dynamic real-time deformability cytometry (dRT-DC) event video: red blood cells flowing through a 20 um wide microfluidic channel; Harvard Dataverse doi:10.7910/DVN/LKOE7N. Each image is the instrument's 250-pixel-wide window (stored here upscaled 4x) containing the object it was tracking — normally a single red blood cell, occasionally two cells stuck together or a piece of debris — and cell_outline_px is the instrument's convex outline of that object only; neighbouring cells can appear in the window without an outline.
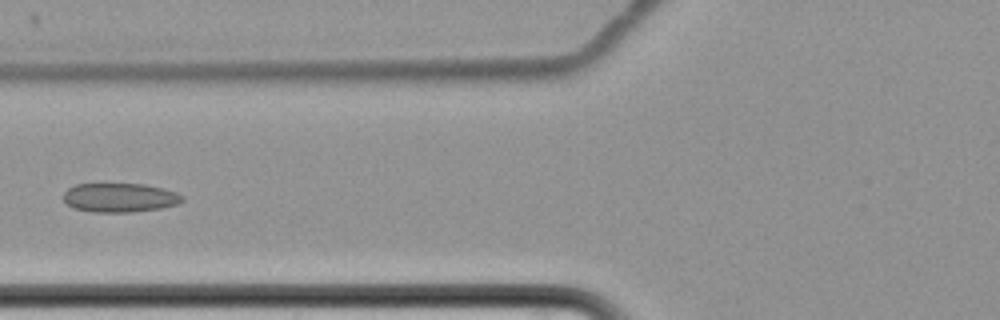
{"species": "common noctule bat (a hibernating species)", "species_latin": "Nyctalus noctula", "temperature_condition": "cold", "stored_images_in_passage": 9, "camera_frame_rate_fps": 3000, "um_per_image_px": 0.085, "animal": {"sex": "female", "body_mass_g": 22.7, "forearm_length_mm": 54.2}, "frame": {"image": 1, "passage_image": 9, "time_ms": 9.667, "image_size_px": [1000, 320], "cell_outline_px": [[184, 200], [176, 204], [160, 208], [132, 212], [92, 212], [72, 208], [64, 200], [64, 192], [68, 188], [76, 184], [96, 180], [144, 184], [164, 188], [176, 192], [184, 196]], "centroid_in_image_um": [10.12, 16.74], "position_along_channel_um": 115.7, "area_um2": 21.15}}